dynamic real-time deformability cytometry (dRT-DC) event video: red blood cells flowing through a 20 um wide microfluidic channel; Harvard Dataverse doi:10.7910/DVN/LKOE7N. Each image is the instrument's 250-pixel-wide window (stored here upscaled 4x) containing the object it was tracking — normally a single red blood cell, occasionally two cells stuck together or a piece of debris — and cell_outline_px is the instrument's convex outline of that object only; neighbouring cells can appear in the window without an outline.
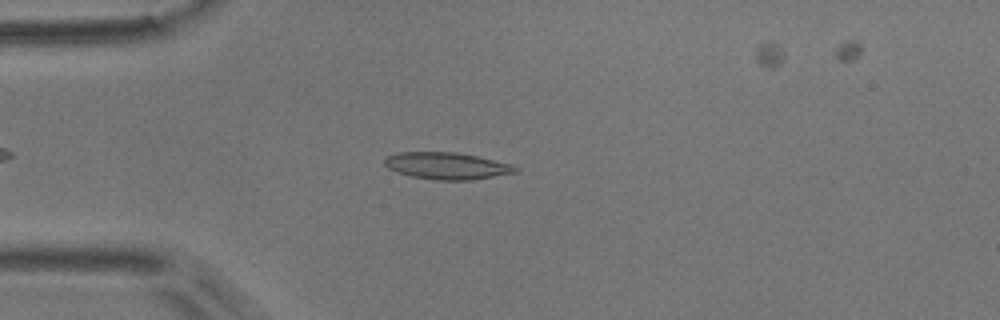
{"species": "common noctule bat (a hibernating species)", "species_latin": "Nyctalus noctula", "temperature_condition": "room temperature", "stored_images_in_passage": 5, "camera_frame_rate_fps": 3000, "um_per_image_px": 0.085, "animal": {"sex": "male", "body_mass_g": 17.9}, "frame": {"image": 1, "passage_image": 4, "time_ms": 1.0, "image_size_px": [1000, 320], "cell_outline_px": [[520, 168], [516, 172], [468, 180], [436, 180], [412, 176], [396, 172], [388, 168], [384, 164], [384, 160], [388, 156], [396, 152], [456, 152], [476, 156], [512, 164]], "centroid_in_image_um": [37.96, 14.09], "position_along_channel_um": 47.0, "area_um2": 20.35}}